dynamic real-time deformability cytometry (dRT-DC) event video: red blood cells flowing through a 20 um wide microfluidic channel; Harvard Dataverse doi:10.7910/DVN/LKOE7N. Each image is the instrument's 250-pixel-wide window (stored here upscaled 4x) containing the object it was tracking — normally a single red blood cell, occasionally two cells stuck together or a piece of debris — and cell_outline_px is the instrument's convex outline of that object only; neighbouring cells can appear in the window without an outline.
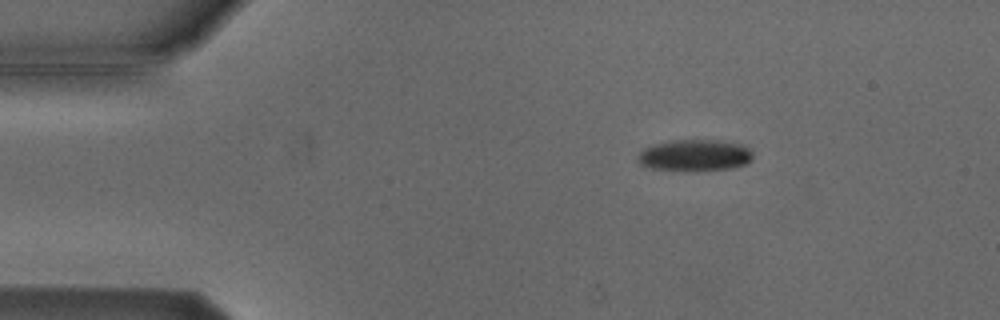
{"species": "Egyptian fruit bat (a non-hibernating species)", "species_latin": "Rousettus aegyptiacus", "temperature_condition": "cold", "stored_images_in_passage": 3, "camera_frame_rate_fps": 3000, "um_per_image_px": 0.085, "animal": {"sex": "male"}, "frame": {"image": 1, "passage_image": 1, "time_ms": 0.0, "image_size_px": [1000, 320], "cell_outline_px": [[752, 160], [748, 164], [728, 168], [652, 168], [640, 164], [636, 160], [636, 156], [644, 148], [652, 144], [672, 140], [724, 140], [744, 144], [752, 152]], "centroid_in_image_um": [59.08, 13.14], "position_along_channel_um": 25.9, "area_um2": 20.58}}
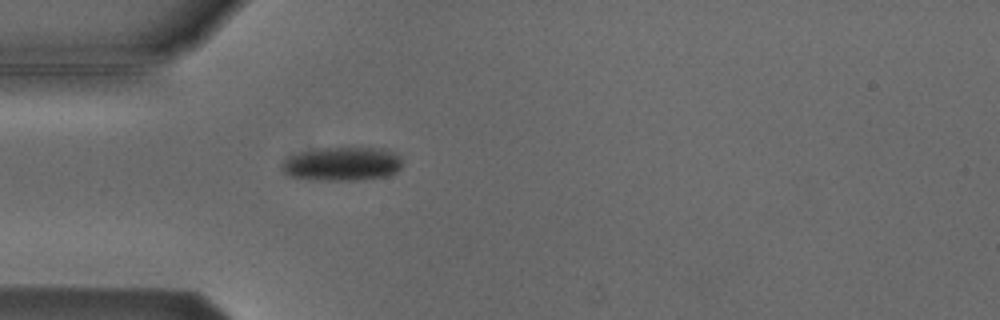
{"frame": {"image": 2, "passage_image": 3, "time_ms": 2.333, "image_size_px": [1000, 320], "cell_outline_px": [[400, 168], [396, 172], [388, 176], [356, 180], [308, 180], [288, 176], [280, 168], [280, 164], [288, 156], [300, 152], [324, 148], [388, 148], [400, 156]], "centroid_in_image_um": [29.05, 13.94], "position_along_channel_um": 56.0, "area_um2": 23.99}}